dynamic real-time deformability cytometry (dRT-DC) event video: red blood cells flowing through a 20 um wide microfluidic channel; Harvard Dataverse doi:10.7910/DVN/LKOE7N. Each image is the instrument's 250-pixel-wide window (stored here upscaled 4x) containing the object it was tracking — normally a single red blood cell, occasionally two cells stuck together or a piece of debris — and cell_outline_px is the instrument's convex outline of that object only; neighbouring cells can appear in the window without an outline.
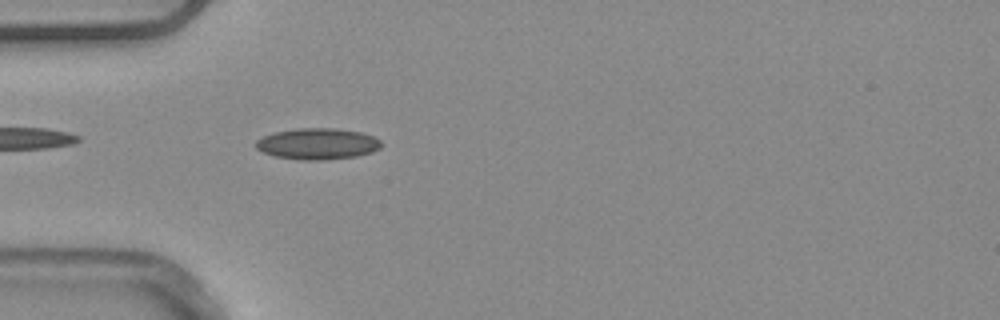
{"species": "common noctule bat (a hibernating species)", "species_latin": "Nyctalus noctula", "temperature_condition": "warm", "stored_images_in_passage": 16, "camera_frame_rate_fps": 3000, "um_per_image_px": 0.085, "animal": {"sex": "male", "body_mass_g": 20.4}, "frame": {"image": 1, "passage_image": 3, "time_ms": 0.667, "image_size_px": [1000, 320], "cell_outline_px": [[380, 148], [372, 152], [356, 156], [324, 160], [300, 160], [276, 156], [264, 152], [256, 148], [256, 140], [264, 136], [276, 132], [296, 128], [336, 128], [360, 132], [372, 136], [380, 140]], "centroid_in_image_um": [26.99, 12.22], "position_along_channel_um": 58.0, "area_um2": 22.66}}